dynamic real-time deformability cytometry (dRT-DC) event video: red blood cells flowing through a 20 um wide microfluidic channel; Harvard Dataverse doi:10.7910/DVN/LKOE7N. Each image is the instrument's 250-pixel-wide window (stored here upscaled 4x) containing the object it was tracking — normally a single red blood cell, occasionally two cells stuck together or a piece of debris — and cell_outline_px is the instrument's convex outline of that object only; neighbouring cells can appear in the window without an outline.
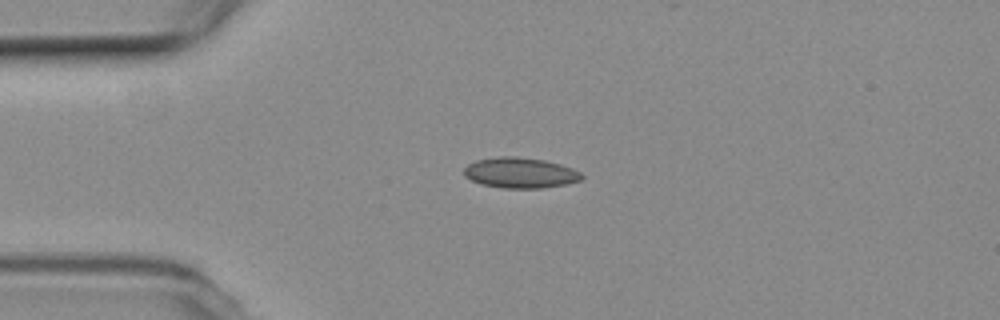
{"species": "common noctule bat (a hibernating species)", "species_latin": "Nyctalus noctula", "temperature_condition": "room temperature", "stored_images_in_passage": 42, "camera_frame_rate_fps": 3000, "um_per_image_px": 0.085, "animal": {"sex": "female", "body_mass_g": 19.3, "forearm_length_mm": 54.1}, "frame": {"image": 1, "passage_image": 1, "time_ms": 0.0, "image_size_px": [1000, 320], "cell_outline_px": [[584, 180], [568, 184], [540, 188], [500, 188], [480, 184], [464, 176], [464, 168], [468, 164], [476, 160], [500, 156], [516, 156], [544, 160], [560, 164], [572, 168], [580, 172], [584, 176]], "centroid_in_image_um": [44.24, 14.69], "position_along_channel_um": 40.8, "area_um2": 21.15}}
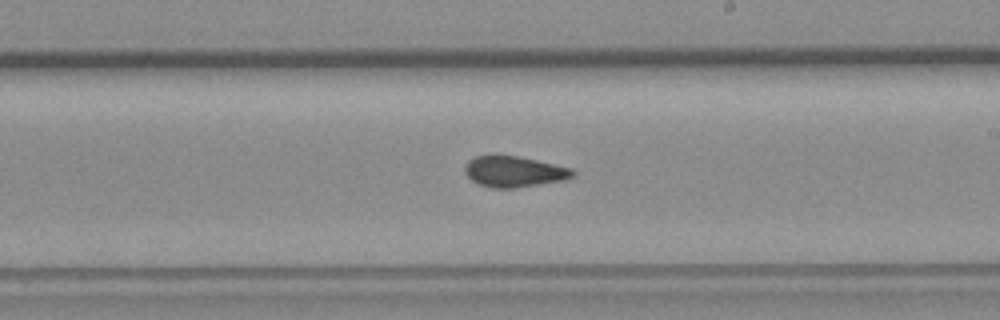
{"frame": {"image": 2, "passage_image": 19, "time_ms": 6.0, "image_size_px": [1000, 320], "cell_outline_px": [[576, 176], [564, 180], [516, 188], [492, 188], [480, 184], [472, 180], [464, 172], [464, 168], [468, 160], [476, 156], [516, 156], [536, 160], [572, 168], [576, 172]], "centroid_in_image_um": [43.73, 14.6], "position_along_channel_um": 245.3, "area_um2": 19.31}}
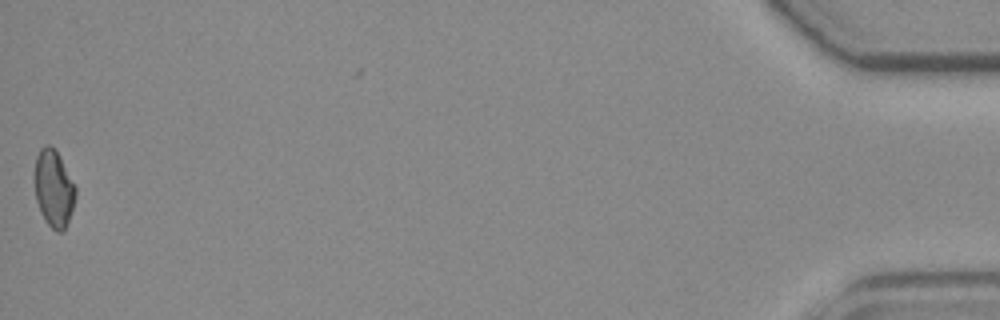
{"frame": {"image": 3, "passage_image": 42, "time_ms": 13.667, "image_size_px": [1000, 320], "cell_outline_px": [[76, 196], [64, 232], [56, 232], [44, 220], [40, 212], [36, 200], [32, 180], [32, 172], [36, 156], [40, 148], [44, 144], [48, 144], [56, 152], [76, 188]], "centroid_in_image_um": [4.5, 16.03], "position_along_channel_um": 430.7, "area_um2": 18.61}, "authors_computed_cell_mechanics": {"area_um2": 19.3919, "velocity_mm_per_s": 3.8017, "shape_relaxation_time_tau1_ms": null, "shape_relaxation_time_tau2_ms": 2.1945, "deformation_change_tau1": null, "deformation_change_tau2": 0.0611}}